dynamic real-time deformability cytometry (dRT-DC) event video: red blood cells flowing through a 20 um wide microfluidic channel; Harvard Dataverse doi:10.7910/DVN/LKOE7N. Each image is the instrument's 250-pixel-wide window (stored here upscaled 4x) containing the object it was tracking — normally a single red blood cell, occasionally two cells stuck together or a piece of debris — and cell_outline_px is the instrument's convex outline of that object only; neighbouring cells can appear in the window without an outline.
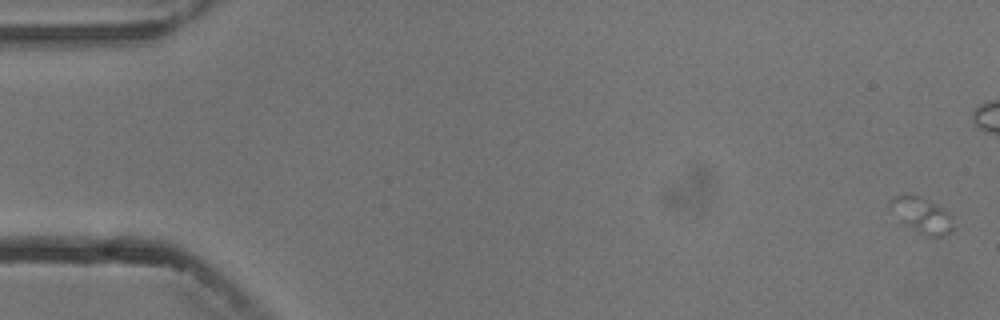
{"species": "common noctule bat (a hibernating species)", "species_latin": "Nyctalus noctula", "temperature_condition": "cold", "stored_images_in_passage": 4, "camera_frame_rate_fps": 3000, "um_per_image_px": 0.085, "animal": {"sex": "male", "body_mass_g": 13.3}, "frame": {"image": 1, "passage_image": 1, "time_ms": 0.0, "image_size_px": [1000, 320], "cell_outline_px": [[952, 228], [944, 236], [924, 236], [904, 224], [888, 208], [888, 204], [896, 196], [916, 196], [928, 200], [948, 212]], "centroid_in_image_um": [78.3, 18.32], "position_along_channel_um": 6.7, "area_um2": 12.54}}